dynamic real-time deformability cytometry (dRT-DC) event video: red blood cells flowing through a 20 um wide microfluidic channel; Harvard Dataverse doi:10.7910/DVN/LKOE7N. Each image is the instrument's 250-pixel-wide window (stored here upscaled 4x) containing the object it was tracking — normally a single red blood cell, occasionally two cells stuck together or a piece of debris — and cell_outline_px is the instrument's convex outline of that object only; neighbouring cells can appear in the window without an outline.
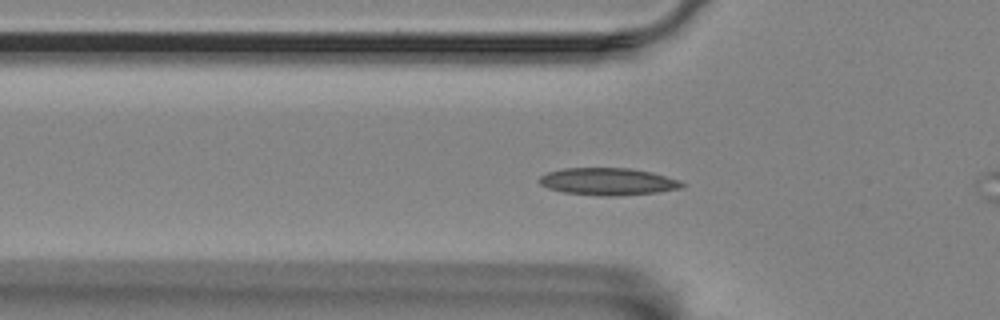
{"species": "Egyptian fruit bat (a non-hibernating species)", "species_latin": "Rousettus aegyptiacus", "temperature_condition": "room temperature", "stored_images_in_passage": 56, "camera_frame_rate_fps": 3000, "um_per_image_px": 0.085, "animal": {"sex": "female"}, "frame": {"image": 1, "passage_image": 17, "time_ms": 5.333, "image_size_px": [1000, 320], "cell_outline_px": [[684, 188], [656, 192], [620, 196], [600, 196], [564, 192], [548, 188], [540, 184], [536, 180], [540, 176], [548, 172], [564, 168], [628, 168], [652, 172], [676, 180], [684, 184]], "centroid_in_image_um": [51.63, 15.44], "position_along_channel_um": 74.2, "area_um2": 22.6}}
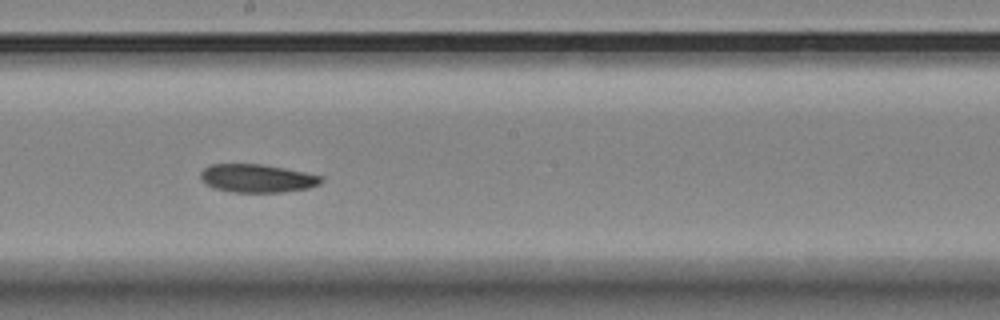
{"frame": {"image": 2, "passage_image": 30, "time_ms": 9.667, "image_size_px": [1000, 320], "cell_outline_px": [[324, 180], [320, 184], [308, 188], [280, 192], [232, 192], [212, 188], [204, 184], [200, 180], [200, 172], [204, 168], [212, 164], [260, 164], [284, 168], [324, 176]], "centroid_in_image_um": [21.83, 15.16], "position_along_channel_um": 226.4, "area_um2": 20.0}}
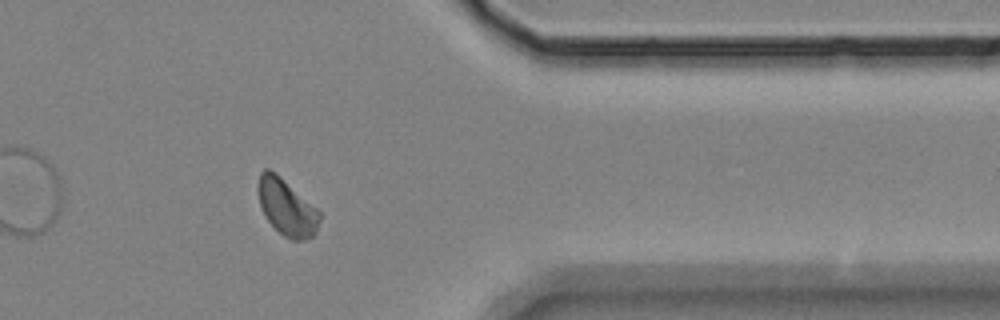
{"frame": {"image": 3, "passage_image": 45, "time_ms": 14.667, "image_size_px": [1000, 320], "cell_outline_px": [[320, 220], [316, 232], [312, 236], [304, 240], [292, 240], [284, 236], [268, 220], [260, 208], [256, 188], [260, 172], [264, 168], [268, 168], [276, 172], [316, 208], [320, 212]], "centroid_in_image_um": [24.33, 17.59], "position_along_channel_um": 387.1, "area_um2": 20.29}}